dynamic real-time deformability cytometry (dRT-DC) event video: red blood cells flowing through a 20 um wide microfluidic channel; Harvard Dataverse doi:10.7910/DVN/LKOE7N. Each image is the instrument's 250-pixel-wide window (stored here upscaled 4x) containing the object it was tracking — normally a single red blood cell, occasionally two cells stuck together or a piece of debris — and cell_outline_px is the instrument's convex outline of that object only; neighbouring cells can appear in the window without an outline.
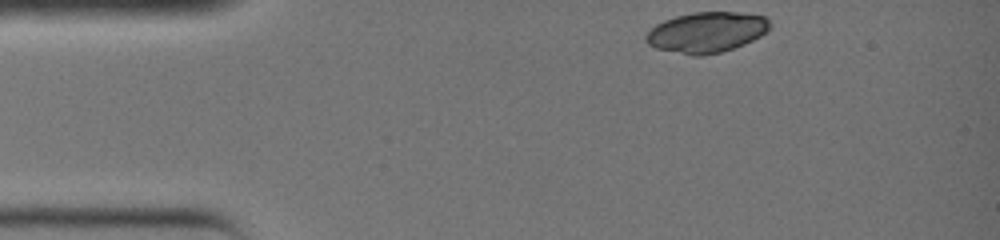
{"species": "common noctule bat (a hibernating species)", "species_latin": "Nyctalus noctula", "temperature_condition": "warm", "stored_images_in_passage": 27, "camera_frame_rate_fps": 3000, "um_per_image_px": 0.085, "animal": {"sex": "female", "body_mass_g": 19.0, "forearm_length_mm": 51.5}, "frame": {"image": 1, "passage_image": 1, "time_ms": 0.0, "image_size_px": [1000, 240], "cell_outline_px": [[772, 24], [760, 36], [744, 44], [720, 52], [704, 56], [692, 56], [656, 48], [648, 44], [644, 40], [644, 36], [656, 24], [664, 20], [676, 16], [692, 12], [740, 12], [768, 16]], "centroid_in_image_um": [60.06, 2.73], "position_along_channel_um": 24.9, "area_um2": 29.42}}
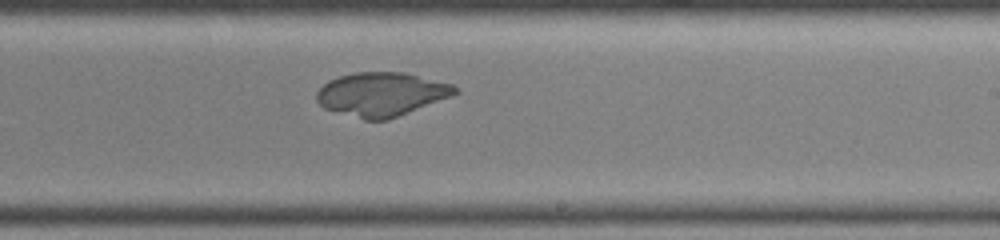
{"frame": {"image": 2, "passage_image": 18, "time_ms": 5.667, "image_size_px": [1000, 240], "cell_outline_px": [[460, 92], [452, 96], [388, 120], [364, 120], [324, 108], [316, 100], [316, 92], [328, 80], [340, 76], [356, 72], [404, 72], [452, 84], [460, 88]], "centroid_in_image_um": [32.44, 8.01], "position_along_channel_um": 256.6, "area_um2": 35.37}}
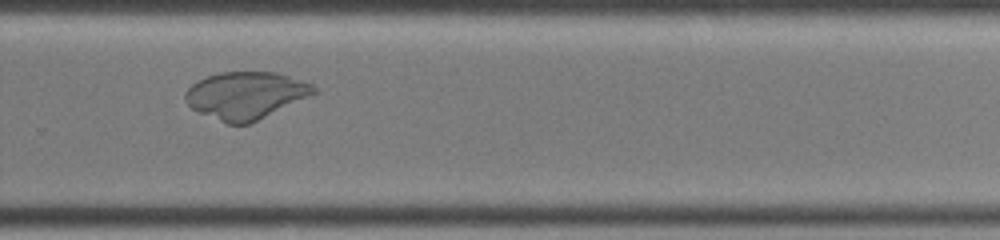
{"frame": {"image": 3, "passage_image": 21, "time_ms": 6.667, "image_size_px": [1000, 240], "cell_outline_px": [[316, 92], [308, 96], [248, 124], [228, 124], [200, 112], [192, 108], [188, 104], [184, 96], [184, 92], [192, 84], [208, 76], [220, 72], [276, 72], [312, 84], [316, 88]], "centroid_in_image_um": [20.85, 8.09], "position_along_channel_um": 308.9, "area_um2": 34.56}}